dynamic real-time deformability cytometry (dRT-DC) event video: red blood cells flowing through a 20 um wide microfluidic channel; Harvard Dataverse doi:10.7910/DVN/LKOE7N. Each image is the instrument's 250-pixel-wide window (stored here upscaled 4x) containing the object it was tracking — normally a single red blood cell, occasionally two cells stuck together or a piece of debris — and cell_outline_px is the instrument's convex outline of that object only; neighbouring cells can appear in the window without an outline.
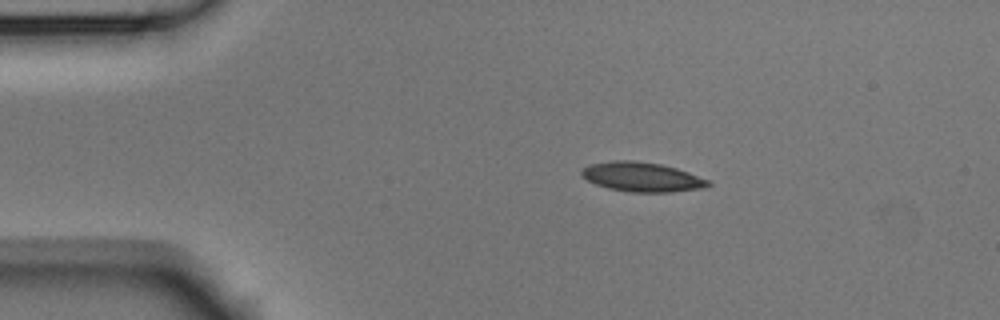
{"species": "Egyptian fruit bat (a non-hibernating species)", "species_latin": "Rousettus aegyptiacus", "temperature_condition": "room temperature", "stored_images_in_passage": 4, "camera_frame_rate_fps": 3000, "um_per_image_px": 0.085, "animal": {"sex": "male"}, "frame": {"image": 1, "passage_image": 1, "time_ms": 0.0, "image_size_px": [1000, 320], "cell_outline_px": [[712, 184], [704, 188], [672, 192], [632, 192], [608, 188], [596, 184], [580, 176], [580, 172], [588, 164], [612, 160], [636, 160], [660, 164], [676, 168], [688, 172], [708, 180]], "centroid_in_image_um": [54.54, 15.03], "position_along_channel_um": 30.5, "area_um2": 21.79}}
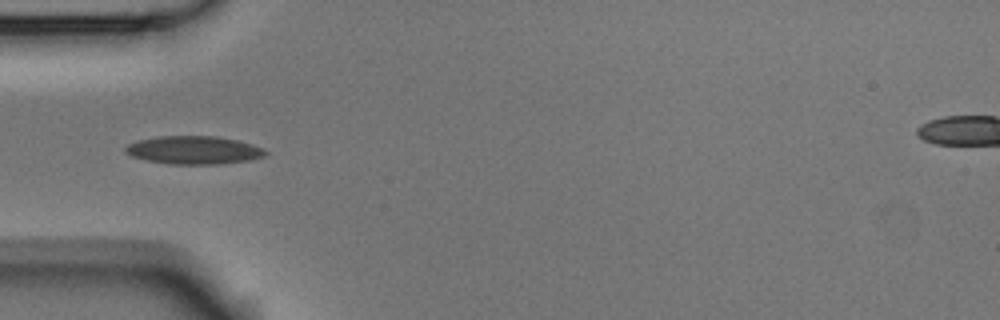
{"frame": {"image": 2, "passage_image": 3, "time_ms": 0.667, "image_size_px": [1000, 320], "cell_outline_px": [[268, 152], [264, 156], [248, 160], [224, 164], [168, 164], [148, 160], [132, 156], [124, 152], [124, 148], [128, 144], [136, 140], [156, 136], [216, 136], [236, 140], [252, 144], [264, 148]], "centroid_in_image_um": [16.46, 12.75], "position_along_channel_um": 68.5, "area_um2": 23.06}}
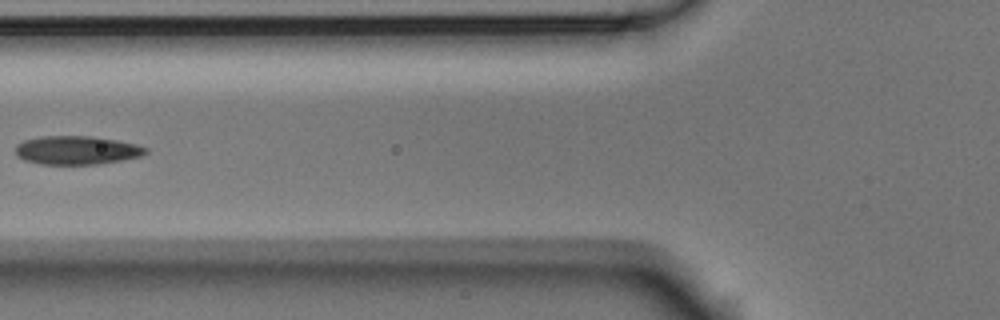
{"frame": {"image": 3, "passage_image": 4, "time_ms": 1.0, "image_size_px": [1000, 320], "cell_outline_px": [[148, 152], [140, 156], [100, 164], [40, 164], [24, 160], [16, 156], [16, 144], [24, 140], [40, 136], [92, 136], [116, 140], [136, 144], [148, 148]], "centroid_in_image_um": [6.5, 12.76], "position_along_channel_um": 119.3, "area_um2": 21.73}}